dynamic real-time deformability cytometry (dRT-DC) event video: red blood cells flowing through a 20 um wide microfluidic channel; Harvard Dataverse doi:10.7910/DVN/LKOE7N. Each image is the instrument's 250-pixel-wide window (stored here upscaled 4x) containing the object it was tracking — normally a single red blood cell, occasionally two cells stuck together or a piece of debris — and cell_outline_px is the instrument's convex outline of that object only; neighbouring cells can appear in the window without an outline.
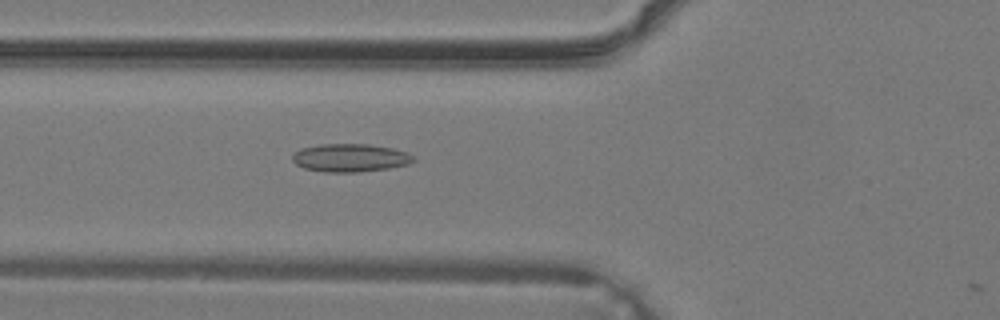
{"species": "common noctule bat (a hibernating species)", "species_latin": "Nyctalus noctula", "temperature_condition": "warm", "stored_images_in_passage": 10, "camera_frame_rate_fps": 3000, "um_per_image_px": 0.085, "animal": {"sex": "male", "body_mass_g": 19.2, "forearm_length_mm": 51.8}, "frame": {"image": 1, "passage_image": 9, "time_ms": 2.667, "image_size_px": [1000, 320], "cell_outline_px": [[416, 160], [408, 164], [388, 168], [360, 172], [324, 172], [304, 168], [296, 164], [292, 160], [292, 156], [300, 148], [320, 144], [368, 144], [392, 148], [408, 152], [416, 156]], "centroid_in_image_um": [29.79, 13.41], "position_along_channel_um": 96.0, "area_um2": 19.94}}